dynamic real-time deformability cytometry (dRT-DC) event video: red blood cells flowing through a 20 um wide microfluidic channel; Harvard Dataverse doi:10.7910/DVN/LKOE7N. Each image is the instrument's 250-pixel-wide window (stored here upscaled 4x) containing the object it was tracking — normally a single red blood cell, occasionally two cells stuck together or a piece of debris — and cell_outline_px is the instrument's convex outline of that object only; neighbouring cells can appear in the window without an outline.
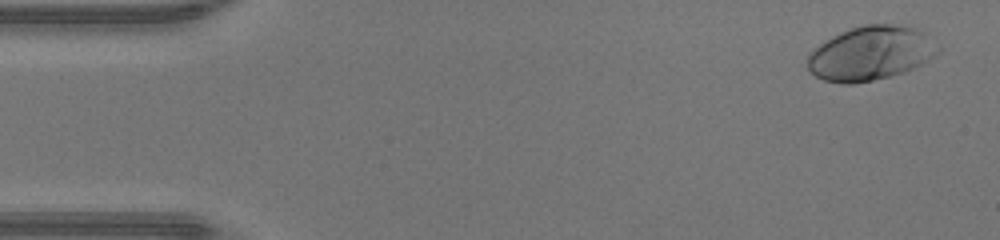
{"species": "human", "species_latin": "Homo sapiens", "temperature_condition": "warm", "stored_images_in_passage": 46, "camera_frame_rate_fps": 3000, "um_per_image_px": 0.085, "donor": {"sex": "male"}, "frame": {"image": 1, "passage_image": 1, "time_ms": 0.0, "image_size_px": [1000, 240], "cell_outline_px": [[940, 52], [928, 60], [904, 72], [872, 80], [852, 84], [844, 84], [824, 80], [816, 76], [808, 68], [808, 52], [820, 44], [852, 28], [864, 24], [888, 24], [912, 28], [920, 32], [940, 48]], "centroid_in_image_um": [73.97, 4.55], "position_along_channel_um": 11.0, "area_um2": 40.17}}
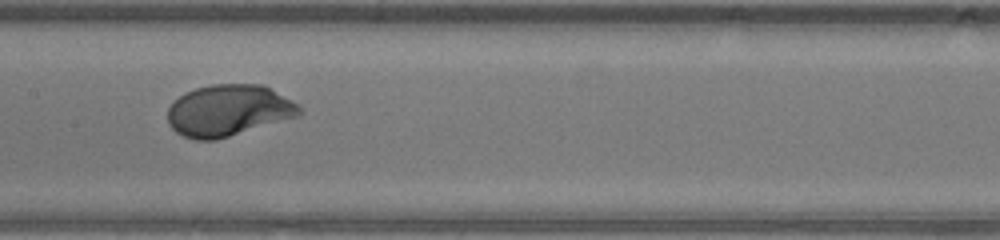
{"frame": {"image": 2, "passage_image": 22, "time_ms": 7.0, "image_size_px": [1000, 240], "cell_outline_px": [[304, 112], [300, 116], [216, 140], [196, 140], [184, 136], [176, 132], [168, 124], [168, 108], [172, 100], [184, 92], [196, 88], [212, 84], [264, 84], [300, 104]], "centroid_in_image_um": [19.45, 9.38], "position_along_channel_um": 188.0, "area_um2": 40.11}}
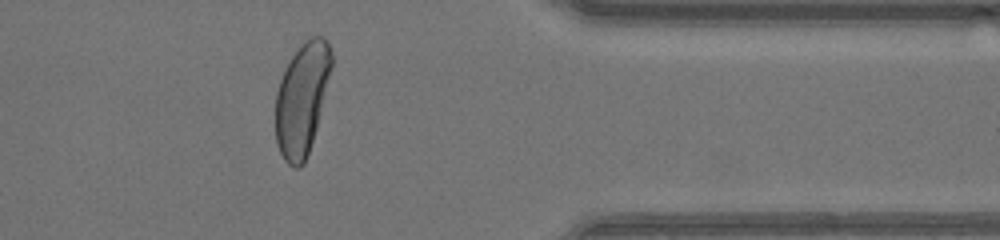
{"frame": {"image": 3, "passage_image": 37, "time_ms": 12.0, "image_size_px": [1000, 240], "cell_outline_px": [[332, 68], [316, 128], [304, 164], [300, 168], [292, 168], [284, 160], [276, 144], [276, 92], [284, 68], [292, 56], [304, 40], [312, 36], [324, 36], [328, 44], [332, 56]], "centroid_in_image_um": [25.66, 8.4], "position_along_channel_um": 385.7, "area_um2": 36.47}, "authors_computed_cell_mechanics": {"area_um2": 38.9861, "velocity_mm_per_s": 4.3273, "shape_relaxation_time_tau1_ms": 1.9044, "shape_relaxation_time_tau2_ms": null, "deformation_change_tau1": 0.1793, "deformation_change_tau2": null}}